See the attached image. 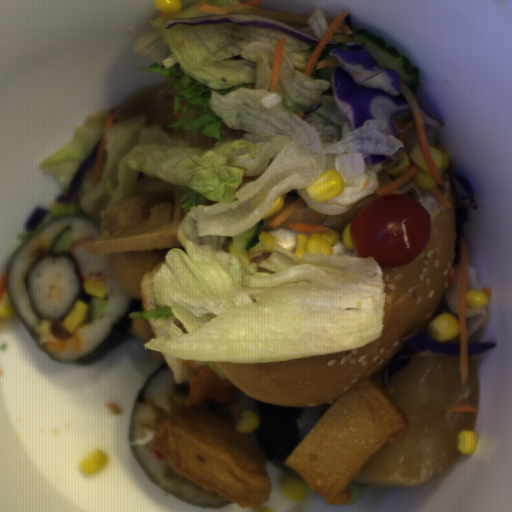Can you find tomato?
Returning <instances> with one entry per match:
<instances>
[{
  "label": "tomato",
  "mask_w": 512,
  "mask_h": 512,
  "mask_svg": "<svg viewBox=\"0 0 512 512\" xmlns=\"http://www.w3.org/2000/svg\"><path fill=\"white\" fill-rule=\"evenodd\" d=\"M349 232L357 258L372 256L383 270L408 265L421 254L431 238V216L420 201L388 193L362 207Z\"/></svg>",
  "instance_id": "1"
}]
</instances>
